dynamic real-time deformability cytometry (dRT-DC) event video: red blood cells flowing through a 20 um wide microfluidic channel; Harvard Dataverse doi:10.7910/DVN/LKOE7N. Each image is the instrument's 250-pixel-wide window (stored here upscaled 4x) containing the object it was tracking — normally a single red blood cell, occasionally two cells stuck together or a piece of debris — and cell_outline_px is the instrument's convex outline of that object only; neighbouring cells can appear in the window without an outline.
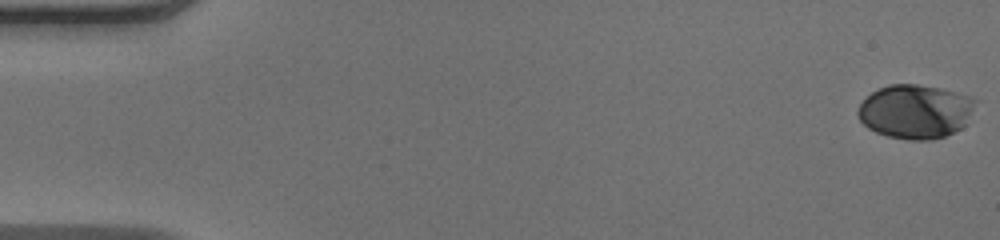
{"species": "human", "species_latin": "Homo sapiens", "temperature_condition": "warm", "stored_images_in_passage": 52, "camera_frame_rate_fps": 3000, "um_per_image_px": 0.085, "donor": {"sex": "male"}, "frame": {"image": 1, "passage_image": 1, "time_ms": 0.0, "image_size_px": [1000, 240], "cell_outline_px": [[976, 100], [964, 124], [960, 128], [944, 136], [932, 140], [908, 140], [888, 136], [876, 132], [868, 128], [860, 120], [856, 112], [860, 104], [872, 92], [888, 84], [916, 84], [940, 88], [968, 96]], "centroid_in_image_um": [77.75, 9.48], "position_along_channel_um": 7.3, "area_um2": 36.47}}
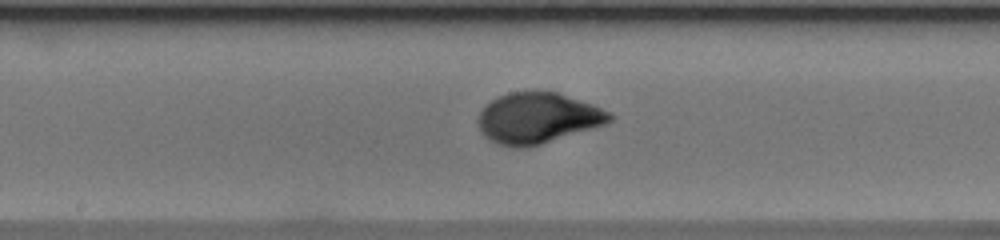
{"frame": {"image": 2, "passage_image": 28, "time_ms": 9.0, "image_size_px": [1000, 240], "cell_outline_px": [[612, 120], [604, 124], [592, 128], [540, 144], [524, 148], [512, 148], [496, 144], [484, 136], [480, 132], [480, 112], [492, 100], [508, 92], [556, 92], [592, 104], [608, 112], [612, 116]], "centroid_in_image_um": [45.68, 10.05], "position_along_channel_um": 202.5, "area_um2": 38.21}}
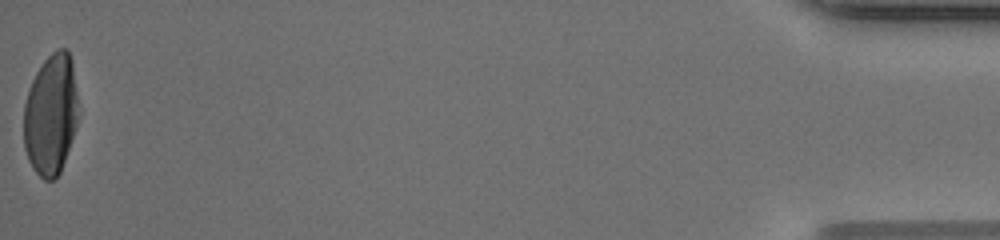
{"frame": {"image": 3, "passage_image": 52, "time_ms": 17.0, "image_size_px": [1000, 240], "cell_outline_px": [[76, 128], [60, 172], [52, 180], [44, 180], [32, 168], [28, 160], [24, 148], [24, 104], [28, 88], [36, 72], [44, 60], [56, 48], [68, 48], [72, 60], [76, 92]], "centroid_in_image_um": [4.29, 9.72], "position_along_channel_um": 430.9, "area_um2": 38.38}, "authors_computed_cell_mechanics": {"area_um2": 38.2636, "velocity_mm_per_s": 4.0764, "shape_relaxation_time_tau1_ms": 4.3052, "shape_relaxation_time_tau2_ms": null, "deformation_change_tau1": 0.2225, "deformation_change_tau2": null}}